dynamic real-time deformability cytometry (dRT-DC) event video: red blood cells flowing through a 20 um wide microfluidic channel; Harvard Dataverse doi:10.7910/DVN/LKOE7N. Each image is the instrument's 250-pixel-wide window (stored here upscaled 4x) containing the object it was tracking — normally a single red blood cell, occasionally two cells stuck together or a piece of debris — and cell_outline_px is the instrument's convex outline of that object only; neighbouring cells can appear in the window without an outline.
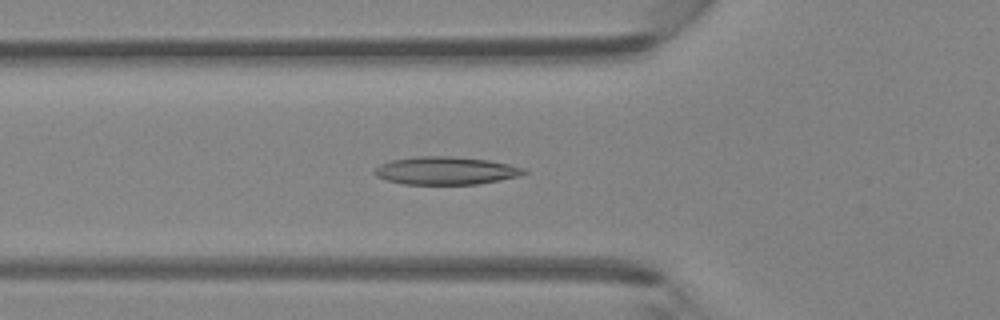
{"species": "Egyptian fruit bat (a non-hibernating species)", "species_latin": "Rousettus aegyptiacus", "temperature_condition": "room temperature", "stored_images_in_passage": 43, "camera_frame_rate_fps": 3000, "um_per_image_px": 0.085, "animal": {"sex": "female"}, "frame": {"image": 1, "passage_image": 14, "time_ms": 4.333, "image_size_px": [1000, 320], "cell_outline_px": [[528, 172], [520, 176], [480, 184], [404, 184], [388, 180], [376, 176], [372, 172], [380, 164], [392, 160], [416, 156], [452, 156], [488, 160], [508, 164], [524, 168]], "centroid_in_image_um": [37.9, 14.5], "position_along_channel_um": 87.9, "area_um2": 24.28}}
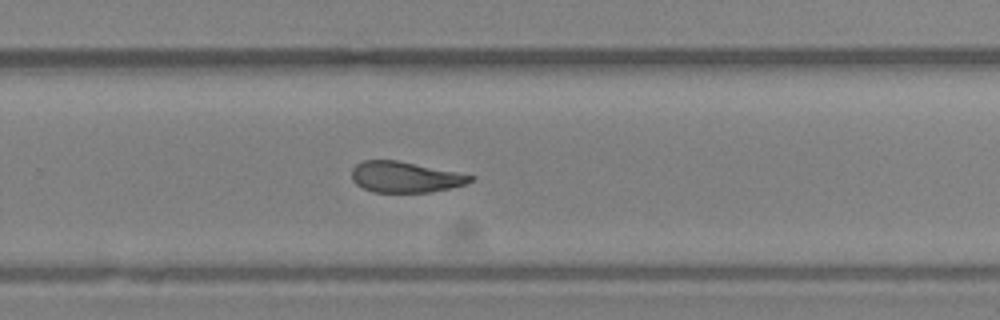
{"frame": {"image": 2, "passage_image": 28, "time_ms": 9.0, "image_size_px": [1000, 320], "cell_outline_px": [[476, 180], [452, 188], [428, 192], [372, 192], [356, 184], [352, 180], [352, 168], [360, 160], [396, 160], [476, 176]], "centroid_in_image_um": [34.43, 15.05], "position_along_channel_um": 295.4, "area_um2": 21.33}}
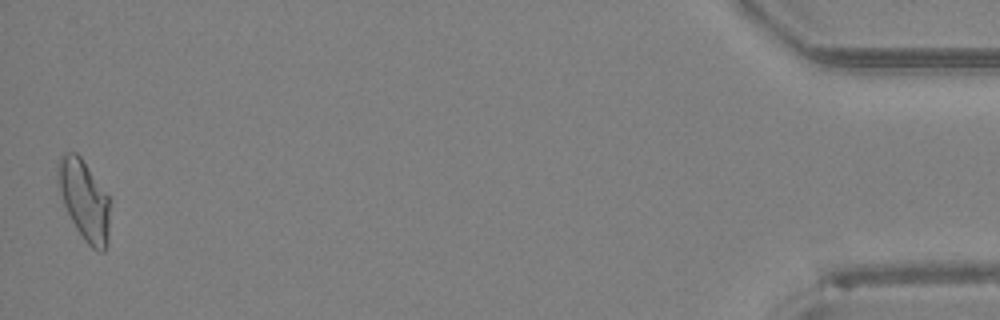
{"frame": {"image": 3, "passage_image": 43, "time_ms": 14.0, "image_size_px": [1000, 320], "cell_outline_px": [[108, 244], [104, 252], [100, 252], [92, 248], [84, 240], [76, 228], [64, 204], [56, 184], [56, 164], [60, 156], [64, 152], [76, 152], [80, 156], [108, 196]], "centroid_in_image_um": [7.11, 16.98], "position_along_channel_um": 428.1, "area_um2": 24.16}}